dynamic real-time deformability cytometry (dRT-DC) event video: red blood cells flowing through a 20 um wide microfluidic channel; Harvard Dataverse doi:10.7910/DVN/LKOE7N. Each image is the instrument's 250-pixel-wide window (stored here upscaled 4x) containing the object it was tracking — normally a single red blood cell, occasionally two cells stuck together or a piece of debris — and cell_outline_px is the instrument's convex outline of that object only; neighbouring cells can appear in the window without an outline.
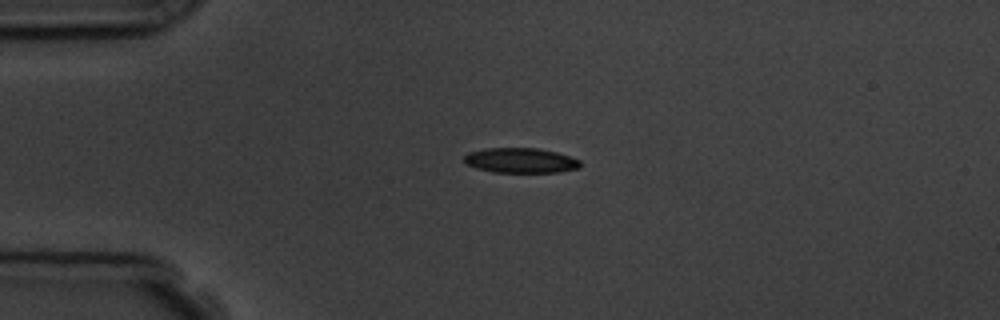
{"species": "common noctule bat (a hibernating species)", "species_latin": "Nyctalus noctula", "temperature_condition": "room temperature", "stored_images_in_passage": 8, "camera_frame_rate_fps": 3000, "um_per_image_px": 0.085, "animal": {"sex": "male", "body_mass_g": 19.5, "forearm_length_mm": 54.6}, "frame": {"image": 1, "passage_image": 4, "time_ms": 4.0, "image_size_px": [1000, 320], "cell_outline_px": [[580, 168], [560, 172], [492, 172], [476, 168], [464, 164], [464, 156], [468, 152], [484, 148], [536, 148], [556, 152], [580, 160]], "centroid_in_image_um": [44.21, 13.64], "position_along_channel_um": 40.8, "area_um2": 16.99}}